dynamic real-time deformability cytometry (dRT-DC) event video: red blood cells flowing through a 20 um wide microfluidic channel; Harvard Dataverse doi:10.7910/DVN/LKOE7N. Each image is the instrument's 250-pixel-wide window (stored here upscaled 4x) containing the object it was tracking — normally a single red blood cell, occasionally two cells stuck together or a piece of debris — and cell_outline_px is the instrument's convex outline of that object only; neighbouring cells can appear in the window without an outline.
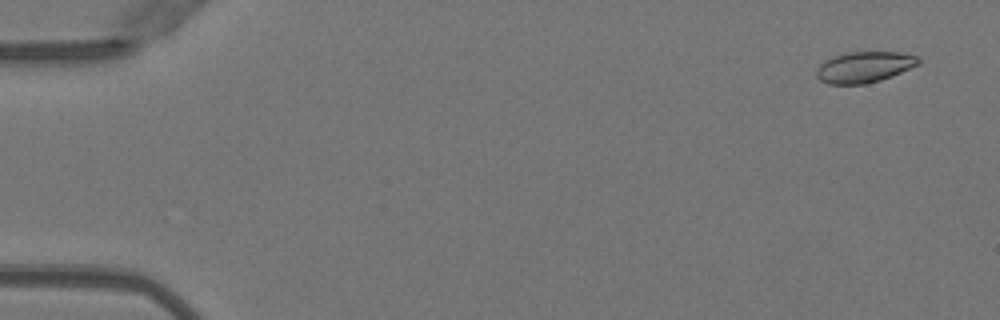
{"species": "Egyptian fruit bat (a non-hibernating species)", "species_latin": "Rousettus aegyptiacus", "temperature_condition": "warm", "stored_images_in_passage": 51, "camera_frame_rate_fps": 3000, "um_per_image_px": 0.085, "animal": {"sex": "female"}, "frame": {"image": 1, "passage_image": 3, "time_ms": 0.667, "image_size_px": [1000, 320], "cell_outline_px": [[920, 64], [892, 76], [880, 80], [864, 84], [828, 84], [820, 80], [816, 76], [816, 68], [824, 60], [832, 56], [848, 52], [900, 52], [916, 56], [920, 60]], "centroid_in_image_um": [73.44, 5.7], "position_along_channel_um": 11.6, "area_um2": 18.5}}
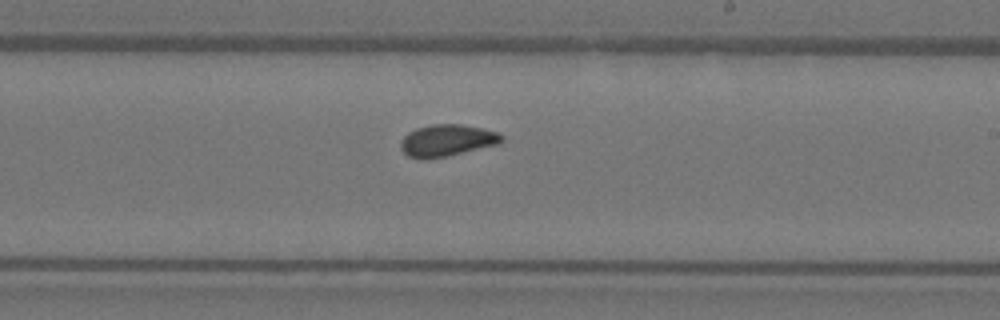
{"frame": {"image": 2, "passage_image": 31, "time_ms": 10.0, "image_size_px": [1000, 320], "cell_outline_px": [[504, 140], [500, 144], [448, 156], [428, 160], [420, 160], [408, 156], [400, 148], [400, 140], [408, 132], [416, 128], [432, 124], [460, 124], [484, 128], [496, 132], [504, 136]], "centroid_in_image_um": [37.99, 11.95], "position_along_channel_um": 251.0, "area_um2": 19.13}}
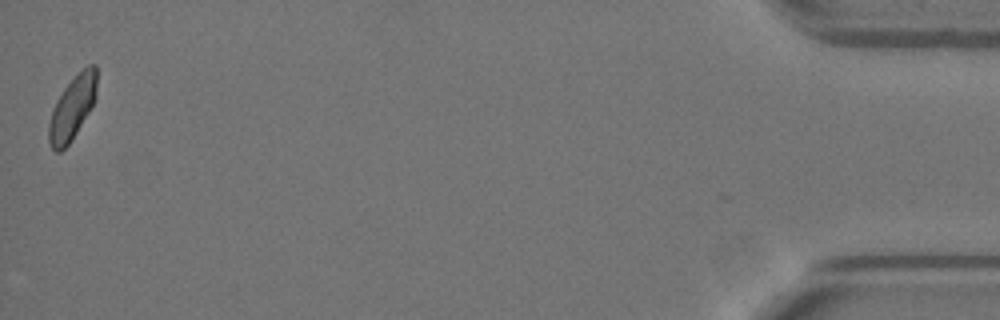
{"frame": {"image": 3, "passage_image": 51, "time_ms": 16.667, "image_size_px": [1000, 320], "cell_outline_px": [[96, 96], [88, 112], [76, 132], [68, 144], [60, 152], [56, 152], [52, 148], [48, 140], [48, 124], [56, 100], [64, 88], [88, 64], [96, 64]], "centroid_in_image_um": [6.13, 9.18], "position_along_channel_um": 429.1, "area_um2": 17.22}, "authors_computed_cell_mechanics": {"area_um2": 18.4382, "velocity_mm_per_s": 4.0322, "shape_relaxation_time_tau1_ms": 7.7594, "shape_relaxation_time_tau2_ms": 0.8503, "deformation_change_tau1": 0.1591, "deformation_change_tau2": 0.0318}}